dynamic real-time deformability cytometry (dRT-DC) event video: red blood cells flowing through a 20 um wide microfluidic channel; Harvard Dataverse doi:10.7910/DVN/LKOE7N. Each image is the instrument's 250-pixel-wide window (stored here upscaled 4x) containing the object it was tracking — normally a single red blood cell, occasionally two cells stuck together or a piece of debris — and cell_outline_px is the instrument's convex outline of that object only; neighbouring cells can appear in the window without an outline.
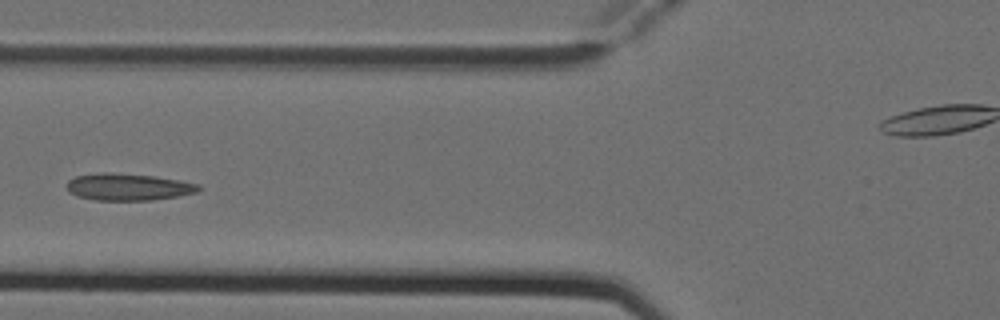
{"species": "Egyptian fruit bat (a non-hibernating species)", "species_latin": "Rousettus aegyptiacus", "temperature_condition": "cold", "stored_images_in_passage": 5, "camera_frame_rate_fps": 3000, "um_per_image_px": 0.085, "animal": {"sex": "female"}, "frame": {"image": 1, "passage_image": 5, "time_ms": 1.333, "image_size_px": [1000, 320], "cell_outline_px": [[200, 188], [196, 192], [180, 196], [152, 200], [96, 200], [76, 196], [68, 192], [68, 180], [76, 176], [96, 172], [112, 172], [152, 176], [180, 180], [200, 184]], "centroid_in_image_um": [10.88, 15.88], "position_along_channel_um": 114.9, "area_um2": 20.81}}